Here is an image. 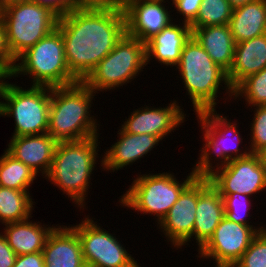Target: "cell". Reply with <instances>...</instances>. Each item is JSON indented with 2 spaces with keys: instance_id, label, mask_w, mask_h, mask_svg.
I'll use <instances>...</instances> for the list:
<instances>
[{
  "instance_id": "cell-1",
  "label": "cell",
  "mask_w": 266,
  "mask_h": 267,
  "mask_svg": "<svg viewBox=\"0 0 266 267\" xmlns=\"http://www.w3.org/2000/svg\"><path fill=\"white\" fill-rule=\"evenodd\" d=\"M57 29L64 41L70 72L83 81L126 33L123 7L74 9L59 17Z\"/></svg>"
},
{
  "instance_id": "cell-2",
  "label": "cell",
  "mask_w": 266,
  "mask_h": 267,
  "mask_svg": "<svg viewBox=\"0 0 266 267\" xmlns=\"http://www.w3.org/2000/svg\"><path fill=\"white\" fill-rule=\"evenodd\" d=\"M99 136L89 137L76 141L58 142L54 152V158L47 175L44 177L48 182L68 195L72 204L79 210L86 208V197L90 189L92 172L100 162L102 168V156L100 151ZM98 147V148H97Z\"/></svg>"
},
{
  "instance_id": "cell-3",
  "label": "cell",
  "mask_w": 266,
  "mask_h": 267,
  "mask_svg": "<svg viewBox=\"0 0 266 267\" xmlns=\"http://www.w3.org/2000/svg\"><path fill=\"white\" fill-rule=\"evenodd\" d=\"M96 93L82 81L51 88L47 133L57 142L99 136V121L91 114Z\"/></svg>"
},
{
  "instance_id": "cell-4",
  "label": "cell",
  "mask_w": 266,
  "mask_h": 267,
  "mask_svg": "<svg viewBox=\"0 0 266 267\" xmlns=\"http://www.w3.org/2000/svg\"><path fill=\"white\" fill-rule=\"evenodd\" d=\"M175 67L179 78L183 80V87L192 102L195 114L215 110L217 103L219 104L218 94L222 95L220 89L225 90L224 97L227 94V97L223 98L224 102L233 98V89L229 85L227 73L211 59L193 36L183 47L181 59Z\"/></svg>"
},
{
  "instance_id": "cell-5",
  "label": "cell",
  "mask_w": 266,
  "mask_h": 267,
  "mask_svg": "<svg viewBox=\"0 0 266 267\" xmlns=\"http://www.w3.org/2000/svg\"><path fill=\"white\" fill-rule=\"evenodd\" d=\"M195 115L200 124L202 142H204L199 150L201 153L198 160L192 167L197 176L206 177L214 169L226 165L230 160L244 158L250 154L248 146L243 145V149L239 147L243 143L239 125H237L239 123L232 122L228 116L218 114L216 109L205 110Z\"/></svg>"
},
{
  "instance_id": "cell-6",
  "label": "cell",
  "mask_w": 266,
  "mask_h": 267,
  "mask_svg": "<svg viewBox=\"0 0 266 267\" xmlns=\"http://www.w3.org/2000/svg\"><path fill=\"white\" fill-rule=\"evenodd\" d=\"M15 62L10 78L27 75L32 86L53 88L79 81L68 68L64 41L57 28L22 53Z\"/></svg>"
},
{
  "instance_id": "cell-7",
  "label": "cell",
  "mask_w": 266,
  "mask_h": 267,
  "mask_svg": "<svg viewBox=\"0 0 266 267\" xmlns=\"http://www.w3.org/2000/svg\"><path fill=\"white\" fill-rule=\"evenodd\" d=\"M197 177L191 169L186 179L179 182L174 173H149L134 176L132 186L119 197L122 207L137 211L138 214L154 215L157 225L178 200L181 192ZM157 217V218H156Z\"/></svg>"
},
{
  "instance_id": "cell-8",
  "label": "cell",
  "mask_w": 266,
  "mask_h": 267,
  "mask_svg": "<svg viewBox=\"0 0 266 267\" xmlns=\"http://www.w3.org/2000/svg\"><path fill=\"white\" fill-rule=\"evenodd\" d=\"M146 66V43L125 33L82 82L95 93H106L131 83Z\"/></svg>"
},
{
  "instance_id": "cell-9",
  "label": "cell",
  "mask_w": 266,
  "mask_h": 267,
  "mask_svg": "<svg viewBox=\"0 0 266 267\" xmlns=\"http://www.w3.org/2000/svg\"><path fill=\"white\" fill-rule=\"evenodd\" d=\"M1 99L0 117H12L15 122L12 137L47 133L51 87L31 85L25 89L7 80Z\"/></svg>"
},
{
  "instance_id": "cell-10",
  "label": "cell",
  "mask_w": 266,
  "mask_h": 267,
  "mask_svg": "<svg viewBox=\"0 0 266 267\" xmlns=\"http://www.w3.org/2000/svg\"><path fill=\"white\" fill-rule=\"evenodd\" d=\"M6 29V41L16 60L27 49L57 28L59 16L36 2L9 5L0 10Z\"/></svg>"
},
{
  "instance_id": "cell-11",
  "label": "cell",
  "mask_w": 266,
  "mask_h": 267,
  "mask_svg": "<svg viewBox=\"0 0 266 267\" xmlns=\"http://www.w3.org/2000/svg\"><path fill=\"white\" fill-rule=\"evenodd\" d=\"M71 227L78 234L87 267H141L122 241L99 226L90 215Z\"/></svg>"
},
{
  "instance_id": "cell-12",
  "label": "cell",
  "mask_w": 266,
  "mask_h": 267,
  "mask_svg": "<svg viewBox=\"0 0 266 267\" xmlns=\"http://www.w3.org/2000/svg\"><path fill=\"white\" fill-rule=\"evenodd\" d=\"M266 229V225L248 226L224 217L212 237L198 251L197 258L214 260L215 267H232L249 248L252 240Z\"/></svg>"
},
{
  "instance_id": "cell-13",
  "label": "cell",
  "mask_w": 266,
  "mask_h": 267,
  "mask_svg": "<svg viewBox=\"0 0 266 267\" xmlns=\"http://www.w3.org/2000/svg\"><path fill=\"white\" fill-rule=\"evenodd\" d=\"M206 177L220 195L236 192L252 197L266 191V174L256 153L230 160Z\"/></svg>"
},
{
  "instance_id": "cell-14",
  "label": "cell",
  "mask_w": 266,
  "mask_h": 267,
  "mask_svg": "<svg viewBox=\"0 0 266 267\" xmlns=\"http://www.w3.org/2000/svg\"><path fill=\"white\" fill-rule=\"evenodd\" d=\"M169 4L168 0H122L126 33L146 43L173 22V15L170 13L175 9L168 11Z\"/></svg>"
},
{
  "instance_id": "cell-15",
  "label": "cell",
  "mask_w": 266,
  "mask_h": 267,
  "mask_svg": "<svg viewBox=\"0 0 266 267\" xmlns=\"http://www.w3.org/2000/svg\"><path fill=\"white\" fill-rule=\"evenodd\" d=\"M197 200L198 176L181 192L178 200L157 225V228L166 237L165 241L170 242L176 250L189 245L191 239L194 241L193 228Z\"/></svg>"
},
{
  "instance_id": "cell-16",
  "label": "cell",
  "mask_w": 266,
  "mask_h": 267,
  "mask_svg": "<svg viewBox=\"0 0 266 267\" xmlns=\"http://www.w3.org/2000/svg\"><path fill=\"white\" fill-rule=\"evenodd\" d=\"M178 104L177 100H173L163 108L146 105L135 109L125 121H122L124 123L121 128L127 133L150 134L163 140L187 121L184 108Z\"/></svg>"
},
{
  "instance_id": "cell-17",
  "label": "cell",
  "mask_w": 266,
  "mask_h": 267,
  "mask_svg": "<svg viewBox=\"0 0 266 267\" xmlns=\"http://www.w3.org/2000/svg\"><path fill=\"white\" fill-rule=\"evenodd\" d=\"M117 142L105 150L102 155V169L109 173L122 170L124 167L133 165L137 160L148 153L162 141L159 137L150 134H132L125 132L121 127L118 129Z\"/></svg>"
},
{
  "instance_id": "cell-18",
  "label": "cell",
  "mask_w": 266,
  "mask_h": 267,
  "mask_svg": "<svg viewBox=\"0 0 266 267\" xmlns=\"http://www.w3.org/2000/svg\"><path fill=\"white\" fill-rule=\"evenodd\" d=\"M223 198L207 177L198 176V200L193 228V238L199 251L212 237L225 217Z\"/></svg>"
},
{
  "instance_id": "cell-19",
  "label": "cell",
  "mask_w": 266,
  "mask_h": 267,
  "mask_svg": "<svg viewBox=\"0 0 266 267\" xmlns=\"http://www.w3.org/2000/svg\"><path fill=\"white\" fill-rule=\"evenodd\" d=\"M10 140L5 150L27 165L38 177L42 174L44 178L50 169L58 142L48 133L11 137Z\"/></svg>"
},
{
  "instance_id": "cell-20",
  "label": "cell",
  "mask_w": 266,
  "mask_h": 267,
  "mask_svg": "<svg viewBox=\"0 0 266 267\" xmlns=\"http://www.w3.org/2000/svg\"><path fill=\"white\" fill-rule=\"evenodd\" d=\"M42 254L45 267H87L78 234L70 225L57 224L53 228Z\"/></svg>"
},
{
  "instance_id": "cell-21",
  "label": "cell",
  "mask_w": 266,
  "mask_h": 267,
  "mask_svg": "<svg viewBox=\"0 0 266 267\" xmlns=\"http://www.w3.org/2000/svg\"><path fill=\"white\" fill-rule=\"evenodd\" d=\"M171 22L146 42L147 65L155 59L160 65L174 67L181 59V51L192 36L188 23ZM153 58V59H152Z\"/></svg>"
},
{
  "instance_id": "cell-22",
  "label": "cell",
  "mask_w": 266,
  "mask_h": 267,
  "mask_svg": "<svg viewBox=\"0 0 266 267\" xmlns=\"http://www.w3.org/2000/svg\"><path fill=\"white\" fill-rule=\"evenodd\" d=\"M263 68H266V34L236 43L232 67L227 73L230 87L234 89Z\"/></svg>"
},
{
  "instance_id": "cell-23",
  "label": "cell",
  "mask_w": 266,
  "mask_h": 267,
  "mask_svg": "<svg viewBox=\"0 0 266 267\" xmlns=\"http://www.w3.org/2000/svg\"><path fill=\"white\" fill-rule=\"evenodd\" d=\"M31 218L32 216L23 221L2 225V235L17 256L42 252L48 235L55 227L54 224L50 226L44 223L42 225L40 221L33 222Z\"/></svg>"
},
{
  "instance_id": "cell-24",
  "label": "cell",
  "mask_w": 266,
  "mask_h": 267,
  "mask_svg": "<svg viewBox=\"0 0 266 267\" xmlns=\"http://www.w3.org/2000/svg\"><path fill=\"white\" fill-rule=\"evenodd\" d=\"M191 29L192 36L209 54L211 59L228 73L232 67L236 45L229 25H214Z\"/></svg>"
},
{
  "instance_id": "cell-25",
  "label": "cell",
  "mask_w": 266,
  "mask_h": 267,
  "mask_svg": "<svg viewBox=\"0 0 266 267\" xmlns=\"http://www.w3.org/2000/svg\"><path fill=\"white\" fill-rule=\"evenodd\" d=\"M228 25L236 43L266 34V0L234 8Z\"/></svg>"
},
{
  "instance_id": "cell-26",
  "label": "cell",
  "mask_w": 266,
  "mask_h": 267,
  "mask_svg": "<svg viewBox=\"0 0 266 267\" xmlns=\"http://www.w3.org/2000/svg\"><path fill=\"white\" fill-rule=\"evenodd\" d=\"M29 190L0 186V223L5 225L31 217L35 205Z\"/></svg>"
},
{
  "instance_id": "cell-27",
  "label": "cell",
  "mask_w": 266,
  "mask_h": 267,
  "mask_svg": "<svg viewBox=\"0 0 266 267\" xmlns=\"http://www.w3.org/2000/svg\"><path fill=\"white\" fill-rule=\"evenodd\" d=\"M0 157V186L16 190H29L37 174L6 150Z\"/></svg>"
},
{
  "instance_id": "cell-28",
  "label": "cell",
  "mask_w": 266,
  "mask_h": 267,
  "mask_svg": "<svg viewBox=\"0 0 266 267\" xmlns=\"http://www.w3.org/2000/svg\"><path fill=\"white\" fill-rule=\"evenodd\" d=\"M233 8L228 0H202L196 19L190 28H201L214 25H228Z\"/></svg>"
},
{
  "instance_id": "cell-29",
  "label": "cell",
  "mask_w": 266,
  "mask_h": 267,
  "mask_svg": "<svg viewBox=\"0 0 266 267\" xmlns=\"http://www.w3.org/2000/svg\"><path fill=\"white\" fill-rule=\"evenodd\" d=\"M244 98L249 107L266 105V68L250 75L233 89V98Z\"/></svg>"
},
{
  "instance_id": "cell-30",
  "label": "cell",
  "mask_w": 266,
  "mask_h": 267,
  "mask_svg": "<svg viewBox=\"0 0 266 267\" xmlns=\"http://www.w3.org/2000/svg\"><path fill=\"white\" fill-rule=\"evenodd\" d=\"M221 197L223 198L224 202V216L228 220L236 222L238 224L255 226L251 221L249 222L251 218H247L252 217V214L248 215L250 213L248 211H250V209L253 207L251 201H254L250 199L249 195L235 192L231 193L230 195H221Z\"/></svg>"
},
{
  "instance_id": "cell-31",
  "label": "cell",
  "mask_w": 266,
  "mask_h": 267,
  "mask_svg": "<svg viewBox=\"0 0 266 267\" xmlns=\"http://www.w3.org/2000/svg\"><path fill=\"white\" fill-rule=\"evenodd\" d=\"M232 267H266V229L258 233Z\"/></svg>"
},
{
  "instance_id": "cell-32",
  "label": "cell",
  "mask_w": 266,
  "mask_h": 267,
  "mask_svg": "<svg viewBox=\"0 0 266 267\" xmlns=\"http://www.w3.org/2000/svg\"><path fill=\"white\" fill-rule=\"evenodd\" d=\"M255 110H254V109ZM251 108L254 116L250 128V142H248L250 153H257L266 146V105L255 106Z\"/></svg>"
},
{
  "instance_id": "cell-33",
  "label": "cell",
  "mask_w": 266,
  "mask_h": 267,
  "mask_svg": "<svg viewBox=\"0 0 266 267\" xmlns=\"http://www.w3.org/2000/svg\"><path fill=\"white\" fill-rule=\"evenodd\" d=\"M172 1L171 7L176 9L181 17L178 21L188 23L189 25L196 19L202 0H170ZM183 18V19H182Z\"/></svg>"
},
{
  "instance_id": "cell-34",
  "label": "cell",
  "mask_w": 266,
  "mask_h": 267,
  "mask_svg": "<svg viewBox=\"0 0 266 267\" xmlns=\"http://www.w3.org/2000/svg\"><path fill=\"white\" fill-rule=\"evenodd\" d=\"M15 61L7 45L5 25L0 18V69L11 75Z\"/></svg>"
},
{
  "instance_id": "cell-35",
  "label": "cell",
  "mask_w": 266,
  "mask_h": 267,
  "mask_svg": "<svg viewBox=\"0 0 266 267\" xmlns=\"http://www.w3.org/2000/svg\"><path fill=\"white\" fill-rule=\"evenodd\" d=\"M122 6V0H73L74 9H114Z\"/></svg>"
},
{
  "instance_id": "cell-36",
  "label": "cell",
  "mask_w": 266,
  "mask_h": 267,
  "mask_svg": "<svg viewBox=\"0 0 266 267\" xmlns=\"http://www.w3.org/2000/svg\"><path fill=\"white\" fill-rule=\"evenodd\" d=\"M39 5L49 7L59 17L73 10V0H32Z\"/></svg>"
},
{
  "instance_id": "cell-37",
  "label": "cell",
  "mask_w": 266,
  "mask_h": 267,
  "mask_svg": "<svg viewBox=\"0 0 266 267\" xmlns=\"http://www.w3.org/2000/svg\"><path fill=\"white\" fill-rule=\"evenodd\" d=\"M13 267H45L42 252L23 254L16 257Z\"/></svg>"
},
{
  "instance_id": "cell-38",
  "label": "cell",
  "mask_w": 266,
  "mask_h": 267,
  "mask_svg": "<svg viewBox=\"0 0 266 267\" xmlns=\"http://www.w3.org/2000/svg\"><path fill=\"white\" fill-rule=\"evenodd\" d=\"M17 255L8 245L6 238L0 233V267H13Z\"/></svg>"
},
{
  "instance_id": "cell-39",
  "label": "cell",
  "mask_w": 266,
  "mask_h": 267,
  "mask_svg": "<svg viewBox=\"0 0 266 267\" xmlns=\"http://www.w3.org/2000/svg\"><path fill=\"white\" fill-rule=\"evenodd\" d=\"M6 79L10 80L11 79L10 75L7 72L0 69V98H1L2 89L6 82ZM1 101L2 100L0 99V112H1Z\"/></svg>"
},
{
  "instance_id": "cell-40",
  "label": "cell",
  "mask_w": 266,
  "mask_h": 267,
  "mask_svg": "<svg viewBox=\"0 0 266 267\" xmlns=\"http://www.w3.org/2000/svg\"><path fill=\"white\" fill-rule=\"evenodd\" d=\"M32 0H0V10L9 6L18 3L31 2Z\"/></svg>"
},
{
  "instance_id": "cell-41",
  "label": "cell",
  "mask_w": 266,
  "mask_h": 267,
  "mask_svg": "<svg viewBox=\"0 0 266 267\" xmlns=\"http://www.w3.org/2000/svg\"><path fill=\"white\" fill-rule=\"evenodd\" d=\"M256 154L259 156L261 165H262V167L265 171V174H266V146H264L262 149H260Z\"/></svg>"
},
{
  "instance_id": "cell-42",
  "label": "cell",
  "mask_w": 266,
  "mask_h": 267,
  "mask_svg": "<svg viewBox=\"0 0 266 267\" xmlns=\"http://www.w3.org/2000/svg\"><path fill=\"white\" fill-rule=\"evenodd\" d=\"M254 0H228V2L230 3L231 7L234 9L236 7L245 5L247 3H250Z\"/></svg>"
}]
</instances>
